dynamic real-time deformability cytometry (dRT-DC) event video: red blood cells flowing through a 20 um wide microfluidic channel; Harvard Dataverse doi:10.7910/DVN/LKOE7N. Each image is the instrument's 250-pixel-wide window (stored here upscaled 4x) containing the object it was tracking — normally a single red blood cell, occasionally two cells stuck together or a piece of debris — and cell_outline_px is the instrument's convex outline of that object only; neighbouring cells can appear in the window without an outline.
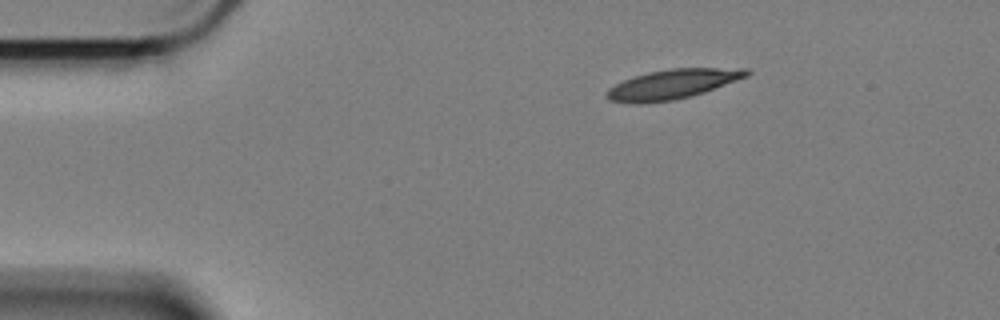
{"species": "Egyptian fruit bat (a non-hibernating species)", "species_latin": "Rousettus aegyptiacus", "temperature_condition": "cold", "stored_images_in_passage": 50, "camera_frame_rate_fps": 3000, "um_per_image_px": 0.085, "animal": {"sex": "female"}, "frame": {"image": 1, "passage_image": 1, "time_ms": 0.0, "image_size_px": [1000, 320], "cell_outline_px": [[752, 72], [748, 76], [704, 92], [692, 96], [672, 100], [640, 104], [608, 100], [604, 96], [604, 92], [608, 88], [632, 76], [648, 72], [672, 68], [748, 68]], "centroid_in_image_um": [57.14, 7.15], "position_along_channel_um": 27.9, "area_um2": 24.28}}
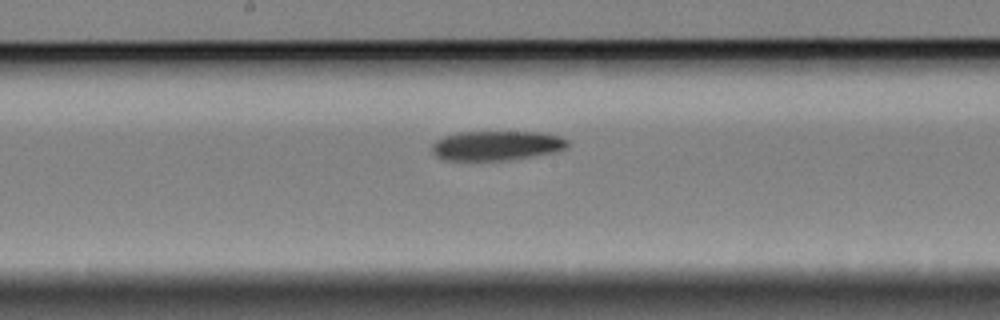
{"frame": {"image": 2, "passage_image": 22, "time_ms": 7.0, "image_size_px": [1000, 320], "cell_outline_px": [[568, 144], [564, 148], [552, 152], [528, 156], [500, 160], [444, 160], [436, 156], [432, 152], [432, 144], [436, 140], [444, 136], [460, 132], [544, 132], [560, 136], [568, 140]], "centroid_in_image_um": [42.16, 12.36], "position_along_channel_um": 206.0, "area_um2": 23.06}}
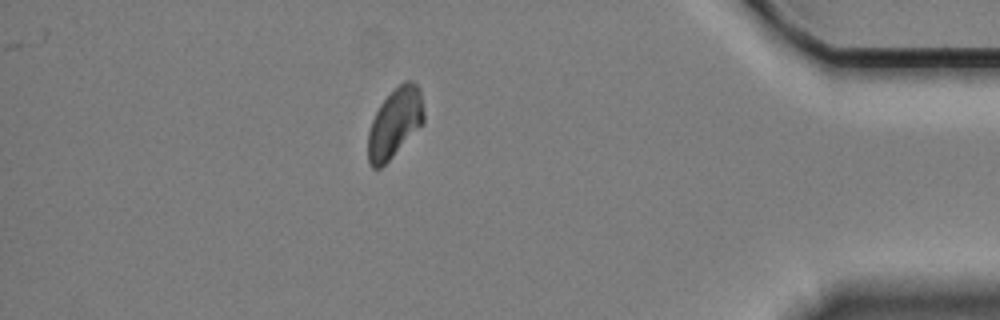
{"frame": {"image": 3, "passage_image": 43, "time_ms": 14.0, "image_size_px": [1000, 320], "cell_outline_px": [[424, 124], [380, 168], [372, 168], [368, 164], [368, 132], [372, 120], [380, 104], [404, 80], [412, 80], [420, 88], [424, 112]], "centroid_in_image_um": [33.57, 10.44], "position_along_channel_um": 401.6, "area_um2": 22.48}, "authors_computed_cell_mechanics": {"area_um2": 23.4957, "velocity_mm_per_s": 3.356, "shape_relaxation_time_tau1_ms": 9.7775, "shape_relaxation_time_tau2_ms": null, "deformation_change_tau1": 0.1987, "deformation_change_tau2": null}}